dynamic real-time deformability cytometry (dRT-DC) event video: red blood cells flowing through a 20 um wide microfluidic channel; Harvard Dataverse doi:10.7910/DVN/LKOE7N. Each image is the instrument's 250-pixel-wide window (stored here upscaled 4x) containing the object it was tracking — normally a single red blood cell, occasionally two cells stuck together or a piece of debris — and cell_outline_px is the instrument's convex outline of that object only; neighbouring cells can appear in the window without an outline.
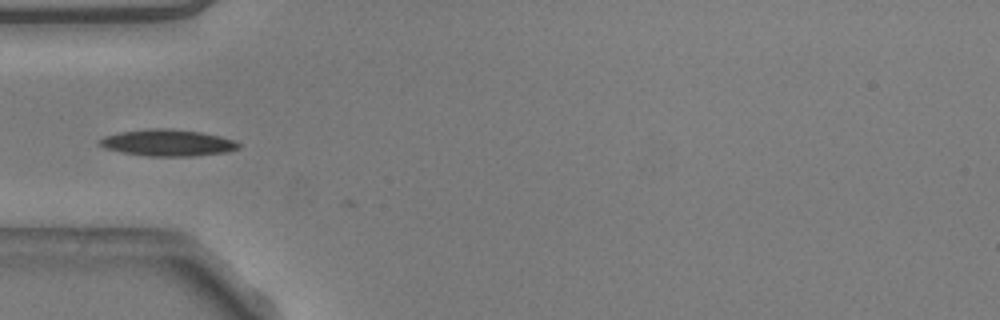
{"species": "common noctule bat (a hibernating species)", "species_latin": "Nyctalus noctula", "temperature_condition": "warm", "stored_images_in_passage": 3, "camera_frame_rate_fps": 3000, "um_per_image_px": 0.085, "animal": {"sex": "male", "body_mass_g": 20.5, "forearm_length_mm": 52.5}, "frame": {"image": 1, "passage_image": 1, "time_ms": 0.0, "image_size_px": [1000, 320], "cell_outline_px": [[240, 148], [228, 152], [196, 156], [148, 156], [124, 152], [104, 148], [96, 144], [96, 140], [104, 136], [120, 132], [152, 128], [168, 128], [200, 132], [220, 136], [236, 140], [240, 144]], "centroid_in_image_um": [14.25, 12.13], "position_along_channel_um": 70.7, "area_um2": 21.73}}